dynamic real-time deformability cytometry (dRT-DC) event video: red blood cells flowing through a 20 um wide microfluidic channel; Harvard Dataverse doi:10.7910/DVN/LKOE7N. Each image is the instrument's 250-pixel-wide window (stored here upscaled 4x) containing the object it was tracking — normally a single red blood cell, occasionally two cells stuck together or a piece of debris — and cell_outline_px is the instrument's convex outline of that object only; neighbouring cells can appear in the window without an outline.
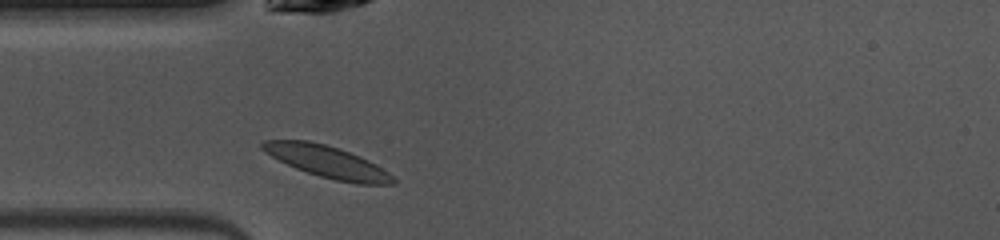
{"species": "common noctule bat (a hibernating species)", "species_latin": "Nyctalus noctula", "temperature_condition": "warm", "stored_images_in_passage": 34, "camera_frame_rate_fps": 3000, "um_per_image_px": 0.085, "animal": {"sex": "female", "body_mass_g": 10.0, "forearm_length_mm": 53.1}, "frame": {"image": 1, "passage_image": 1, "time_ms": 0.0, "image_size_px": [1000, 240], "cell_outline_px": [[396, 184], [356, 184], [336, 180], [320, 176], [296, 168], [264, 152], [260, 148], [260, 144], [264, 140], [308, 140], [324, 144], [360, 156], [376, 164], [388, 172], [396, 180]], "centroid_in_image_um": [27.82, 13.75], "position_along_channel_um": 57.2, "area_um2": 23.93}}
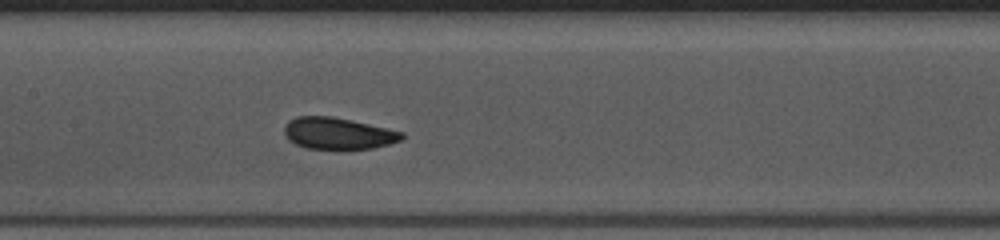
{"frame": {"image": 2, "passage_image": 10, "time_ms": 3.0, "image_size_px": [1000, 240], "cell_outline_px": [[404, 136], [400, 140], [388, 144], [372, 148], [308, 148], [296, 144], [288, 140], [284, 136], [284, 124], [288, 120], [296, 116], [332, 116], [404, 132]], "centroid_in_image_um": [28.67, 11.32], "position_along_channel_um": 178.7, "area_um2": 21.44}}
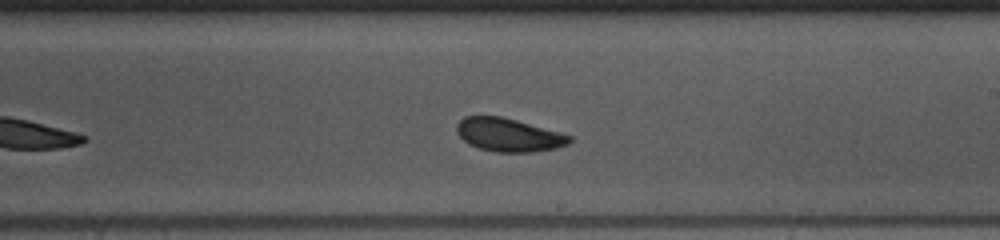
{"frame": {"image": 3, "passage_image": 15, "time_ms": 4.667, "image_size_px": [1000, 240], "cell_outline_px": [[572, 140], [568, 144], [556, 148], [532, 152], [496, 152], [480, 148], [468, 144], [456, 132], [456, 124], [464, 116], [500, 116], [516, 120], [560, 132], [572, 136]], "centroid_in_image_um": [43.22, 11.46], "position_along_channel_um": 245.8, "area_um2": 21.85}, "authors_computed_cell_mechanics": {"area_um2": 21.6172, "velocity_mm_per_s": 4.0403, "shape_relaxation_time_tau1_ms": 3.479, "shape_relaxation_time_tau2_ms": 1.1587, "deformation_change_tau1": 0.1165, "deformation_change_tau2": 0.0586}}